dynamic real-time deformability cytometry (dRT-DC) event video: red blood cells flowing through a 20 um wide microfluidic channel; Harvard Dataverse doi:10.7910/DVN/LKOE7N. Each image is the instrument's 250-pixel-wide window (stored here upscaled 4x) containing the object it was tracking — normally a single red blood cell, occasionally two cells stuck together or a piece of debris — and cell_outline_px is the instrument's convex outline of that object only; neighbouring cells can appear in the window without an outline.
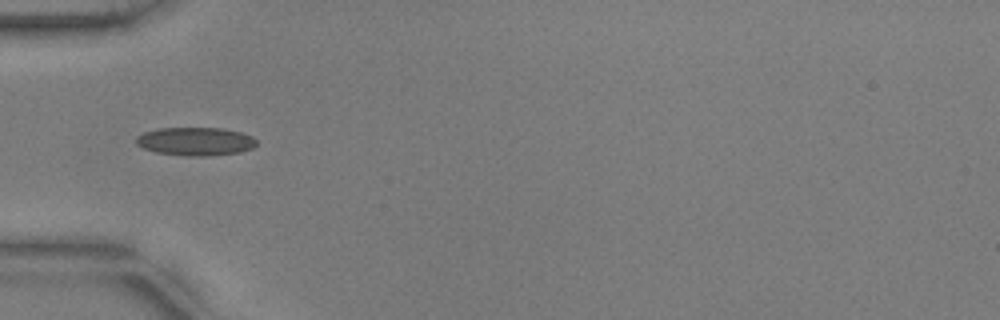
{"species": "common noctule bat (a hibernating species)", "species_latin": "Nyctalus noctula", "temperature_condition": "warm", "stored_images_in_passage": 37, "camera_frame_rate_fps": 3000, "um_per_image_px": 0.085, "animal": {"sex": "male", "body_mass_g": 17.9, "forearm_length_mm": 54.2}, "frame": {"image": 1, "passage_image": 1, "time_ms": 0.0, "image_size_px": [1000, 320], "cell_outline_px": [[256, 144], [252, 148], [240, 152], [208, 156], [184, 156], [156, 152], [144, 148], [136, 144], [136, 136], [144, 132], [160, 128], [220, 128], [240, 132], [252, 136], [256, 140]], "centroid_in_image_um": [16.6, 12.02], "position_along_channel_um": 68.4, "area_um2": 19.83}}
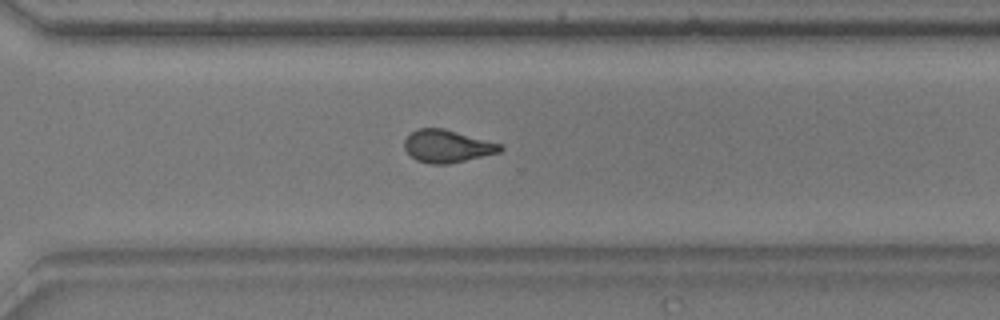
{"frame": {"image": 2, "passage_image": 22, "time_ms": 7.0, "image_size_px": [1000, 320], "cell_outline_px": [[504, 148], [500, 152], [448, 164], [428, 164], [416, 160], [404, 148], [404, 140], [416, 128], [444, 128], [500, 144]], "centroid_in_image_um": [37.98, 12.43], "position_along_channel_um": 332.6, "area_um2": 18.03}}
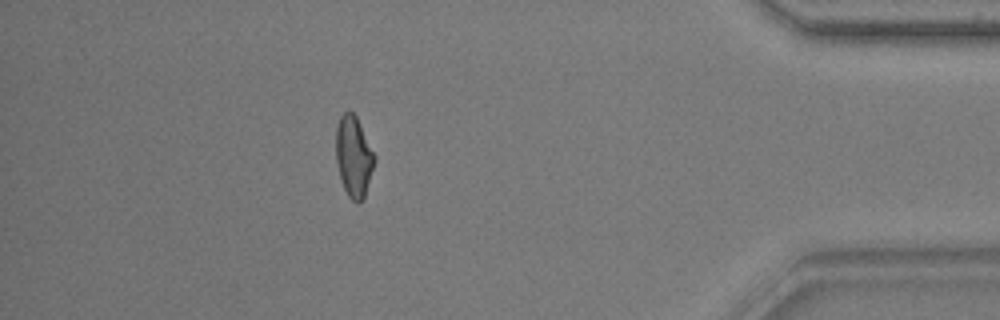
{"frame": {"image": 3, "passage_image": 31, "time_ms": 10.0, "image_size_px": [1000, 320], "cell_outline_px": [[376, 160], [364, 200], [360, 204], [356, 204], [348, 196], [340, 180], [336, 160], [336, 128], [340, 116], [348, 108], [356, 116], [376, 156]], "centroid_in_image_um": [30.07, 13.34], "position_along_channel_um": 405.1, "area_um2": 18.55}, "authors_computed_cell_mechanics": {"area_um2": 18.3226, "velocity_mm_per_s": 3.781, "shape_relaxation_time_tau1_ms": 11.1663, "shape_relaxation_time_tau2_ms": 1.3185, "deformation_change_tau1": 0.2522, "deformation_change_tau2": 0.0856}}